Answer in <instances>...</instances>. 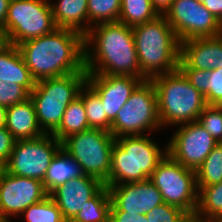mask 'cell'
Wrapping results in <instances>:
<instances>
[{"label": "cell", "instance_id": "1", "mask_svg": "<svg viewBox=\"0 0 222 222\" xmlns=\"http://www.w3.org/2000/svg\"><path fill=\"white\" fill-rule=\"evenodd\" d=\"M84 42L88 74L135 76L143 81L149 80L139 66L132 27L119 21L100 23L84 35Z\"/></svg>", "mask_w": 222, "mask_h": 222}, {"label": "cell", "instance_id": "2", "mask_svg": "<svg viewBox=\"0 0 222 222\" xmlns=\"http://www.w3.org/2000/svg\"><path fill=\"white\" fill-rule=\"evenodd\" d=\"M84 35L67 28L19 44L17 47L36 82L86 71Z\"/></svg>", "mask_w": 222, "mask_h": 222}, {"label": "cell", "instance_id": "3", "mask_svg": "<svg viewBox=\"0 0 222 222\" xmlns=\"http://www.w3.org/2000/svg\"><path fill=\"white\" fill-rule=\"evenodd\" d=\"M132 30L141 72L149 80L178 70L180 42L164 15Z\"/></svg>", "mask_w": 222, "mask_h": 222}, {"label": "cell", "instance_id": "4", "mask_svg": "<svg viewBox=\"0 0 222 222\" xmlns=\"http://www.w3.org/2000/svg\"><path fill=\"white\" fill-rule=\"evenodd\" d=\"M166 154L167 146L161 150L146 134L116 137L109 178L104 184L119 185L147 180Z\"/></svg>", "mask_w": 222, "mask_h": 222}, {"label": "cell", "instance_id": "5", "mask_svg": "<svg viewBox=\"0 0 222 222\" xmlns=\"http://www.w3.org/2000/svg\"><path fill=\"white\" fill-rule=\"evenodd\" d=\"M157 94L161 126L198 121L207 106L204 95L194 88L178 69L150 79Z\"/></svg>", "mask_w": 222, "mask_h": 222}, {"label": "cell", "instance_id": "6", "mask_svg": "<svg viewBox=\"0 0 222 222\" xmlns=\"http://www.w3.org/2000/svg\"><path fill=\"white\" fill-rule=\"evenodd\" d=\"M86 71L71 73L36 82L30 92L37 121L45 134H52L60 125L67 106L79 96L87 81Z\"/></svg>", "mask_w": 222, "mask_h": 222}, {"label": "cell", "instance_id": "7", "mask_svg": "<svg viewBox=\"0 0 222 222\" xmlns=\"http://www.w3.org/2000/svg\"><path fill=\"white\" fill-rule=\"evenodd\" d=\"M114 143L115 138L109 131L90 128L64 139L61 148L81 165L85 175L105 183L110 174Z\"/></svg>", "mask_w": 222, "mask_h": 222}, {"label": "cell", "instance_id": "8", "mask_svg": "<svg viewBox=\"0 0 222 222\" xmlns=\"http://www.w3.org/2000/svg\"><path fill=\"white\" fill-rule=\"evenodd\" d=\"M157 94L151 80L142 81L118 111L110 133L114 138L144 135L159 129Z\"/></svg>", "mask_w": 222, "mask_h": 222}, {"label": "cell", "instance_id": "9", "mask_svg": "<svg viewBox=\"0 0 222 222\" xmlns=\"http://www.w3.org/2000/svg\"><path fill=\"white\" fill-rule=\"evenodd\" d=\"M50 0H10L4 30L8 43L19 44L53 32Z\"/></svg>", "mask_w": 222, "mask_h": 222}, {"label": "cell", "instance_id": "10", "mask_svg": "<svg viewBox=\"0 0 222 222\" xmlns=\"http://www.w3.org/2000/svg\"><path fill=\"white\" fill-rule=\"evenodd\" d=\"M149 179L161 193L163 202L180 207L194 217L199 192L195 170L184 167L167 153Z\"/></svg>", "mask_w": 222, "mask_h": 222}, {"label": "cell", "instance_id": "11", "mask_svg": "<svg viewBox=\"0 0 222 222\" xmlns=\"http://www.w3.org/2000/svg\"><path fill=\"white\" fill-rule=\"evenodd\" d=\"M60 148L61 142L52 134L15 140L13 150L3 169L11 175L43 182L50 162Z\"/></svg>", "mask_w": 222, "mask_h": 222}, {"label": "cell", "instance_id": "12", "mask_svg": "<svg viewBox=\"0 0 222 222\" xmlns=\"http://www.w3.org/2000/svg\"><path fill=\"white\" fill-rule=\"evenodd\" d=\"M164 16L180 43L218 35L219 21L196 0H174Z\"/></svg>", "mask_w": 222, "mask_h": 222}, {"label": "cell", "instance_id": "13", "mask_svg": "<svg viewBox=\"0 0 222 222\" xmlns=\"http://www.w3.org/2000/svg\"><path fill=\"white\" fill-rule=\"evenodd\" d=\"M167 144V153L186 168L197 170L218 142L199 122L181 124Z\"/></svg>", "mask_w": 222, "mask_h": 222}, {"label": "cell", "instance_id": "14", "mask_svg": "<svg viewBox=\"0 0 222 222\" xmlns=\"http://www.w3.org/2000/svg\"><path fill=\"white\" fill-rule=\"evenodd\" d=\"M48 195L42 181L11 175L0 168V213L8 220Z\"/></svg>", "mask_w": 222, "mask_h": 222}, {"label": "cell", "instance_id": "15", "mask_svg": "<svg viewBox=\"0 0 222 222\" xmlns=\"http://www.w3.org/2000/svg\"><path fill=\"white\" fill-rule=\"evenodd\" d=\"M106 186L111 197L110 211L143 215L164 203L161 193L150 179Z\"/></svg>", "mask_w": 222, "mask_h": 222}, {"label": "cell", "instance_id": "16", "mask_svg": "<svg viewBox=\"0 0 222 222\" xmlns=\"http://www.w3.org/2000/svg\"><path fill=\"white\" fill-rule=\"evenodd\" d=\"M142 81L135 76L88 74L86 84L99 96L107 118L112 123Z\"/></svg>", "mask_w": 222, "mask_h": 222}, {"label": "cell", "instance_id": "17", "mask_svg": "<svg viewBox=\"0 0 222 222\" xmlns=\"http://www.w3.org/2000/svg\"><path fill=\"white\" fill-rule=\"evenodd\" d=\"M105 184L98 178L82 175L58 186L49 195L70 222L83 209L86 202L94 197Z\"/></svg>", "mask_w": 222, "mask_h": 222}, {"label": "cell", "instance_id": "18", "mask_svg": "<svg viewBox=\"0 0 222 222\" xmlns=\"http://www.w3.org/2000/svg\"><path fill=\"white\" fill-rule=\"evenodd\" d=\"M178 68L203 71L222 68V39L215 36L181 42Z\"/></svg>", "mask_w": 222, "mask_h": 222}, {"label": "cell", "instance_id": "19", "mask_svg": "<svg viewBox=\"0 0 222 222\" xmlns=\"http://www.w3.org/2000/svg\"><path fill=\"white\" fill-rule=\"evenodd\" d=\"M5 128L15 140L33 139L44 135L30 97L19 104L7 107Z\"/></svg>", "mask_w": 222, "mask_h": 222}, {"label": "cell", "instance_id": "20", "mask_svg": "<svg viewBox=\"0 0 222 222\" xmlns=\"http://www.w3.org/2000/svg\"><path fill=\"white\" fill-rule=\"evenodd\" d=\"M23 86L29 93L34 89L36 81L26 66L16 45L8 43L0 50V81Z\"/></svg>", "mask_w": 222, "mask_h": 222}, {"label": "cell", "instance_id": "21", "mask_svg": "<svg viewBox=\"0 0 222 222\" xmlns=\"http://www.w3.org/2000/svg\"><path fill=\"white\" fill-rule=\"evenodd\" d=\"M87 5L88 0H57L54 4L51 2L57 28H67L85 35L88 32Z\"/></svg>", "mask_w": 222, "mask_h": 222}, {"label": "cell", "instance_id": "22", "mask_svg": "<svg viewBox=\"0 0 222 222\" xmlns=\"http://www.w3.org/2000/svg\"><path fill=\"white\" fill-rule=\"evenodd\" d=\"M82 175L84 172L81 165L60 148L50 162L43 186L46 192L50 194L58 186Z\"/></svg>", "mask_w": 222, "mask_h": 222}, {"label": "cell", "instance_id": "23", "mask_svg": "<svg viewBox=\"0 0 222 222\" xmlns=\"http://www.w3.org/2000/svg\"><path fill=\"white\" fill-rule=\"evenodd\" d=\"M90 129L83 100L76 97L66 108L59 127L52 135L62 142L67 137Z\"/></svg>", "mask_w": 222, "mask_h": 222}, {"label": "cell", "instance_id": "24", "mask_svg": "<svg viewBox=\"0 0 222 222\" xmlns=\"http://www.w3.org/2000/svg\"><path fill=\"white\" fill-rule=\"evenodd\" d=\"M198 206L193 219L207 222L222 218V182L210 186H197Z\"/></svg>", "mask_w": 222, "mask_h": 222}, {"label": "cell", "instance_id": "25", "mask_svg": "<svg viewBox=\"0 0 222 222\" xmlns=\"http://www.w3.org/2000/svg\"><path fill=\"white\" fill-rule=\"evenodd\" d=\"M111 197L105 185L70 222H109Z\"/></svg>", "mask_w": 222, "mask_h": 222}, {"label": "cell", "instance_id": "26", "mask_svg": "<svg viewBox=\"0 0 222 222\" xmlns=\"http://www.w3.org/2000/svg\"><path fill=\"white\" fill-rule=\"evenodd\" d=\"M79 96L83 100L89 127L110 132L112 123L107 118L99 96L87 84L80 90Z\"/></svg>", "mask_w": 222, "mask_h": 222}, {"label": "cell", "instance_id": "27", "mask_svg": "<svg viewBox=\"0 0 222 222\" xmlns=\"http://www.w3.org/2000/svg\"><path fill=\"white\" fill-rule=\"evenodd\" d=\"M157 12L153 9L150 0H121L119 22L129 27L155 19Z\"/></svg>", "mask_w": 222, "mask_h": 222}, {"label": "cell", "instance_id": "28", "mask_svg": "<svg viewBox=\"0 0 222 222\" xmlns=\"http://www.w3.org/2000/svg\"><path fill=\"white\" fill-rule=\"evenodd\" d=\"M197 186L222 182V142L218 143L195 171Z\"/></svg>", "mask_w": 222, "mask_h": 222}, {"label": "cell", "instance_id": "29", "mask_svg": "<svg viewBox=\"0 0 222 222\" xmlns=\"http://www.w3.org/2000/svg\"><path fill=\"white\" fill-rule=\"evenodd\" d=\"M87 10L89 31L94 24L117 22L120 17L121 0H88Z\"/></svg>", "mask_w": 222, "mask_h": 222}, {"label": "cell", "instance_id": "30", "mask_svg": "<svg viewBox=\"0 0 222 222\" xmlns=\"http://www.w3.org/2000/svg\"><path fill=\"white\" fill-rule=\"evenodd\" d=\"M22 214L27 222H67L50 195L28 206Z\"/></svg>", "mask_w": 222, "mask_h": 222}, {"label": "cell", "instance_id": "31", "mask_svg": "<svg viewBox=\"0 0 222 222\" xmlns=\"http://www.w3.org/2000/svg\"><path fill=\"white\" fill-rule=\"evenodd\" d=\"M145 215L148 222H189L192 219L182 208L165 202Z\"/></svg>", "mask_w": 222, "mask_h": 222}, {"label": "cell", "instance_id": "32", "mask_svg": "<svg viewBox=\"0 0 222 222\" xmlns=\"http://www.w3.org/2000/svg\"><path fill=\"white\" fill-rule=\"evenodd\" d=\"M199 124L218 142H222V106L207 105L200 114Z\"/></svg>", "mask_w": 222, "mask_h": 222}, {"label": "cell", "instance_id": "33", "mask_svg": "<svg viewBox=\"0 0 222 222\" xmlns=\"http://www.w3.org/2000/svg\"><path fill=\"white\" fill-rule=\"evenodd\" d=\"M30 97V93L21 85L0 81V105L9 107L22 103Z\"/></svg>", "mask_w": 222, "mask_h": 222}, {"label": "cell", "instance_id": "34", "mask_svg": "<svg viewBox=\"0 0 222 222\" xmlns=\"http://www.w3.org/2000/svg\"><path fill=\"white\" fill-rule=\"evenodd\" d=\"M211 77L207 82V105L222 106V68L211 69Z\"/></svg>", "mask_w": 222, "mask_h": 222}, {"label": "cell", "instance_id": "35", "mask_svg": "<svg viewBox=\"0 0 222 222\" xmlns=\"http://www.w3.org/2000/svg\"><path fill=\"white\" fill-rule=\"evenodd\" d=\"M190 82V84L200 91L204 97L207 96V82L211 77L210 70H198L192 68H178Z\"/></svg>", "mask_w": 222, "mask_h": 222}, {"label": "cell", "instance_id": "36", "mask_svg": "<svg viewBox=\"0 0 222 222\" xmlns=\"http://www.w3.org/2000/svg\"><path fill=\"white\" fill-rule=\"evenodd\" d=\"M15 139L12 134L5 128H0V168H3L13 150Z\"/></svg>", "mask_w": 222, "mask_h": 222}, {"label": "cell", "instance_id": "37", "mask_svg": "<svg viewBox=\"0 0 222 222\" xmlns=\"http://www.w3.org/2000/svg\"><path fill=\"white\" fill-rule=\"evenodd\" d=\"M109 222H148L146 215L127 213V211H110Z\"/></svg>", "mask_w": 222, "mask_h": 222}, {"label": "cell", "instance_id": "38", "mask_svg": "<svg viewBox=\"0 0 222 222\" xmlns=\"http://www.w3.org/2000/svg\"><path fill=\"white\" fill-rule=\"evenodd\" d=\"M203 5L218 21L222 19V0H207Z\"/></svg>", "mask_w": 222, "mask_h": 222}, {"label": "cell", "instance_id": "39", "mask_svg": "<svg viewBox=\"0 0 222 222\" xmlns=\"http://www.w3.org/2000/svg\"><path fill=\"white\" fill-rule=\"evenodd\" d=\"M173 1L174 0H150L153 9L158 15H165L170 9Z\"/></svg>", "mask_w": 222, "mask_h": 222}, {"label": "cell", "instance_id": "40", "mask_svg": "<svg viewBox=\"0 0 222 222\" xmlns=\"http://www.w3.org/2000/svg\"><path fill=\"white\" fill-rule=\"evenodd\" d=\"M10 0H0V27H4Z\"/></svg>", "mask_w": 222, "mask_h": 222}, {"label": "cell", "instance_id": "41", "mask_svg": "<svg viewBox=\"0 0 222 222\" xmlns=\"http://www.w3.org/2000/svg\"><path fill=\"white\" fill-rule=\"evenodd\" d=\"M7 107L0 105V128L6 125Z\"/></svg>", "mask_w": 222, "mask_h": 222}, {"label": "cell", "instance_id": "42", "mask_svg": "<svg viewBox=\"0 0 222 222\" xmlns=\"http://www.w3.org/2000/svg\"><path fill=\"white\" fill-rule=\"evenodd\" d=\"M8 44L7 36L4 27H0V50Z\"/></svg>", "mask_w": 222, "mask_h": 222}, {"label": "cell", "instance_id": "43", "mask_svg": "<svg viewBox=\"0 0 222 222\" xmlns=\"http://www.w3.org/2000/svg\"><path fill=\"white\" fill-rule=\"evenodd\" d=\"M217 36L222 39V19L219 21V31Z\"/></svg>", "mask_w": 222, "mask_h": 222}, {"label": "cell", "instance_id": "44", "mask_svg": "<svg viewBox=\"0 0 222 222\" xmlns=\"http://www.w3.org/2000/svg\"><path fill=\"white\" fill-rule=\"evenodd\" d=\"M0 222H10L5 216L0 213Z\"/></svg>", "mask_w": 222, "mask_h": 222}, {"label": "cell", "instance_id": "45", "mask_svg": "<svg viewBox=\"0 0 222 222\" xmlns=\"http://www.w3.org/2000/svg\"><path fill=\"white\" fill-rule=\"evenodd\" d=\"M207 222H222V218L212 219V220H209Z\"/></svg>", "mask_w": 222, "mask_h": 222}, {"label": "cell", "instance_id": "46", "mask_svg": "<svg viewBox=\"0 0 222 222\" xmlns=\"http://www.w3.org/2000/svg\"><path fill=\"white\" fill-rule=\"evenodd\" d=\"M200 4H204L207 0H196Z\"/></svg>", "mask_w": 222, "mask_h": 222}, {"label": "cell", "instance_id": "47", "mask_svg": "<svg viewBox=\"0 0 222 222\" xmlns=\"http://www.w3.org/2000/svg\"><path fill=\"white\" fill-rule=\"evenodd\" d=\"M189 222H200V221H197V220L192 218Z\"/></svg>", "mask_w": 222, "mask_h": 222}]
</instances>
